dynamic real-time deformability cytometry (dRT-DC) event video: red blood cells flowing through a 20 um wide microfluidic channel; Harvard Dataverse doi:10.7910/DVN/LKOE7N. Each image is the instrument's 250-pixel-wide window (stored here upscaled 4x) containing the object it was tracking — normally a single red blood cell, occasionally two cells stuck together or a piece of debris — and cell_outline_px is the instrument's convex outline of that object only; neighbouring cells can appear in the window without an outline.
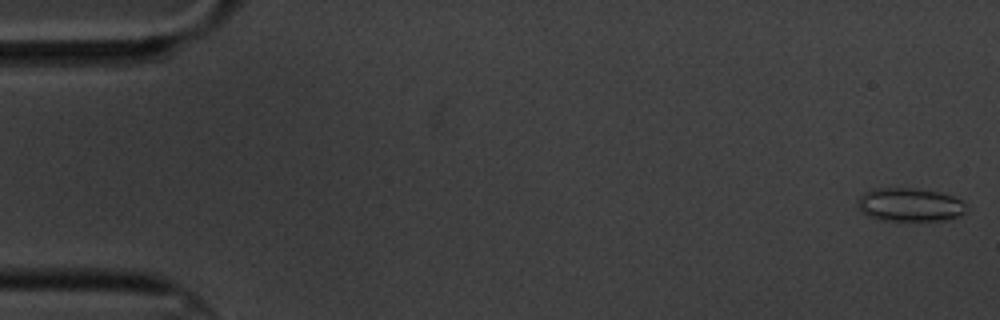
{"species": "common noctule bat (a hibernating species)", "species_latin": "Nyctalus noctula", "temperature_condition": "cold", "stored_images_in_passage": 9, "camera_frame_rate_fps": 3000, "um_per_image_px": 0.085, "animal": {"sex": "male", "body_mass_g": 20.1, "forearm_length_mm": 53.5}, "frame": {"image": 1, "passage_image": 1, "time_ms": 0.0, "image_size_px": [1000, 320], "cell_outline_px": [[964, 212], [956, 216], [944, 220], [880, 220], [868, 216], [860, 212], [856, 200], [864, 192], [876, 188], [912, 188], [940, 192], [964, 200]], "centroid_in_image_um": [77.27, 17.39], "position_along_channel_um": 7.7, "area_um2": 21.1}}
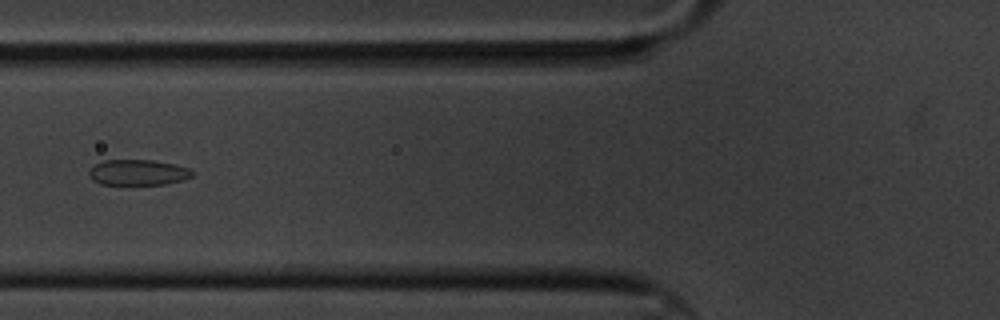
{"frame": {"image": 2, "passage_image": 7, "time_ms": 7.0, "image_size_px": [1000, 320], "cell_outline_px": [[192, 176], [184, 180], [164, 184], [100, 184], [92, 180], [88, 176], [88, 172], [96, 164], [104, 160], [152, 160], [172, 164], [188, 168], [192, 172]], "centroid_in_image_um": [11.7, 14.66], "position_along_channel_um": 114.1, "area_um2": 15.26}}
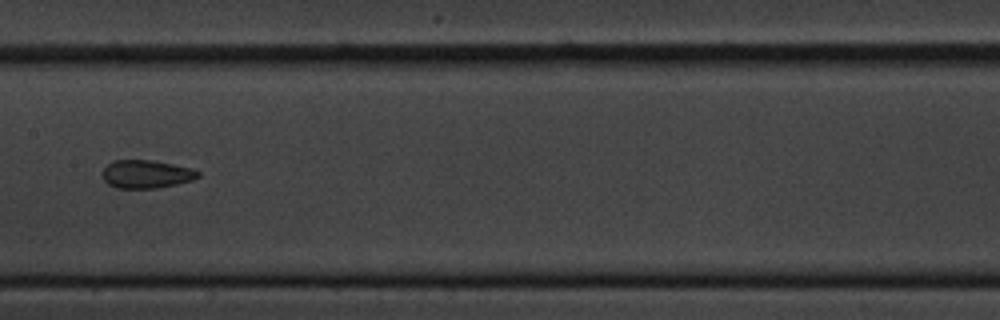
{"frame": {"image": 3, "passage_image": 9, "time_ms": 9.333, "image_size_px": [1000, 320], "cell_outline_px": [[200, 176], [192, 180], [176, 184], [156, 188], [116, 188], [108, 184], [104, 180], [100, 172], [112, 160], [152, 160], [192, 168], [200, 172]], "centroid_in_image_um": [12.41, 14.8], "position_along_channel_um": 195.0, "area_um2": 15.78}}